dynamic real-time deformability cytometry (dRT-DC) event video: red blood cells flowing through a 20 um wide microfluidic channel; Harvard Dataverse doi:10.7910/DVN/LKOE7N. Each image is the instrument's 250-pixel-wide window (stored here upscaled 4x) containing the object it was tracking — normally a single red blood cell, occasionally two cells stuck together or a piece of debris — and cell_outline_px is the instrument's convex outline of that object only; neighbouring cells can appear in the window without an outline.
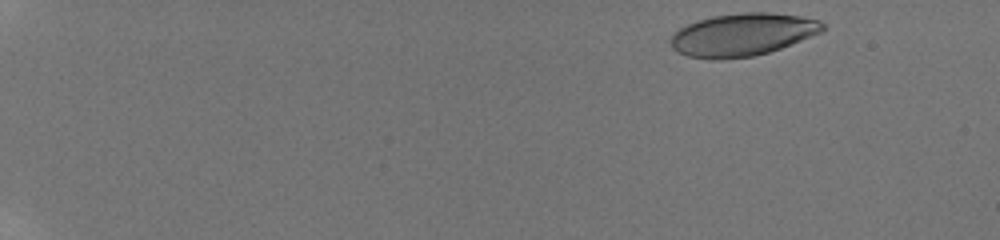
{"species": "human", "species_latin": "Homo sapiens", "temperature_condition": "room temperature", "stored_images_in_passage": 24, "camera_frame_rate_fps": 3000, "um_per_image_px": 0.085, "donor": {"sex": "male"}, "frame": {"image": 1, "passage_image": 2, "time_ms": 0.333, "image_size_px": [1000, 240], "cell_outline_px": [[828, 28], [820, 32], [780, 48], [768, 52], [752, 56], [720, 60], [712, 60], [688, 56], [676, 52], [672, 48], [672, 36], [680, 28], [696, 20], [712, 16], [744, 12], [768, 12], [800, 16], [820, 20]], "centroid_in_image_um": [63.11, 2.94], "position_along_channel_um": 21.9, "area_um2": 37.69}}
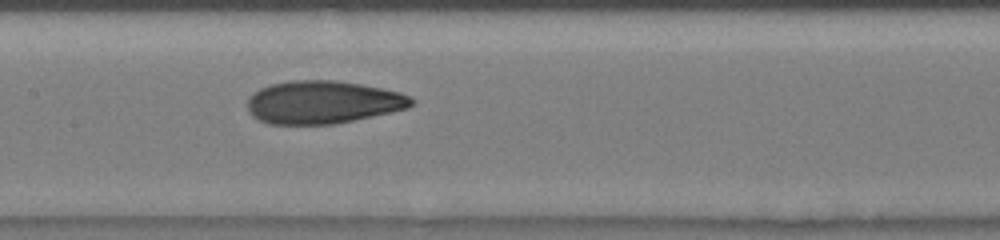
{"frame": {"image": 2, "passage_image": 18, "time_ms": 8.667, "image_size_px": [1000, 240], "cell_outline_px": [[416, 104], [408, 108], [392, 112], [336, 124], [268, 124], [252, 116], [248, 112], [248, 96], [260, 88], [272, 84], [288, 80], [332, 80], [360, 84], [400, 92], [412, 96], [416, 100]], "centroid_in_image_um": [27.47, 8.69], "position_along_channel_um": 179.9, "area_um2": 41.33}}
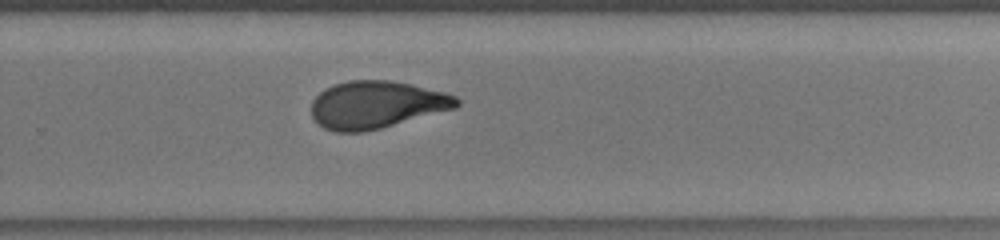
{"frame": {"image": 3, "passage_image": 24, "time_ms": 11.667, "image_size_px": [1000, 240], "cell_outline_px": [[460, 104], [456, 108], [380, 128], [364, 132], [336, 132], [324, 128], [312, 116], [312, 100], [320, 92], [336, 84], [348, 80], [392, 80], [412, 84], [444, 92], [456, 96], [460, 100]], "centroid_in_image_um": [32.02, 8.89], "position_along_channel_um": 297.8, "area_um2": 40.0}}